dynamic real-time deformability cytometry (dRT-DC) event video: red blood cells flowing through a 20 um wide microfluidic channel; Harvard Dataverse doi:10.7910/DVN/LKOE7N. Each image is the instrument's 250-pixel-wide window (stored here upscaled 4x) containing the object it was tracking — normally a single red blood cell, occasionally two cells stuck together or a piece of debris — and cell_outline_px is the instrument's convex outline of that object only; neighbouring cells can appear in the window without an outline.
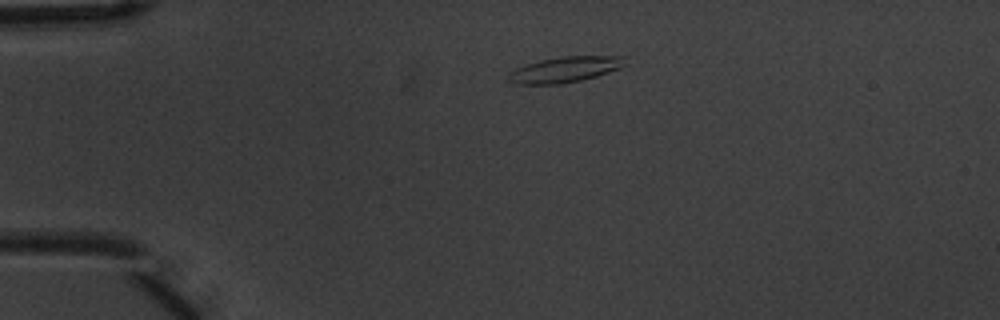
{"species": "common noctule bat (a hibernating species)", "species_latin": "Nyctalus noctula", "temperature_condition": "warm", "stored_images_in_passage": 2, "camera_frame_rate_fps": 3000, "um_per_image_px": 0.085, "animal": {"sex": "male", "body_mass_g": 20.1, "forearm_length_mm": 53.5}, "frame": {"image": 1, "passage_image": 1, "time_ms": 0.0, "image_size_px": [1000, 320], "cell_outline_px": [[628, 64], [620, 68], [596, 76], [564, 84], [516, 84], [508, 80], [508, 72], [516, 68], [540, 60], [560, 56], [628, 56]], "centroid_in_image_um": [48.07, 5.9], "position_along_channel_um": 36.9, "area_um2": 17.63}}